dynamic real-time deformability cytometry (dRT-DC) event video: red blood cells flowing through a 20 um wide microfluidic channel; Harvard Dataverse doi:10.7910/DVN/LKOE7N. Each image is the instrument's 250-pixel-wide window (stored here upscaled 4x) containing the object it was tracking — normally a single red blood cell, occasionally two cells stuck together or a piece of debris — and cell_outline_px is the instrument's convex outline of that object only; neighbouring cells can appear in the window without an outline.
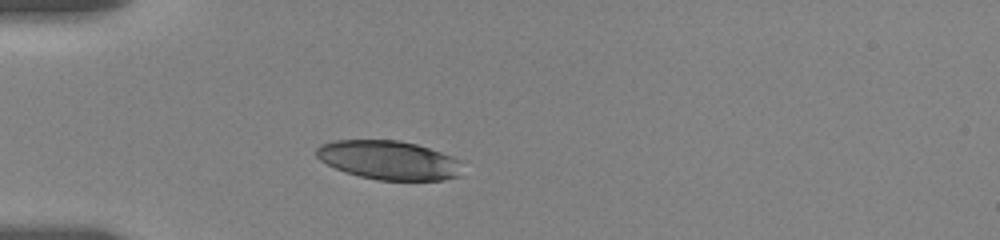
{"species": "human", "species_latin": "Homo sapiens", "temperature_condition": "room temperature", "stored_images_in_passage": 15, "camera_frame_rate_fps": 3000, "um_per_image_px": 0.085, "donor": {"sex": "female"}, "frame": {"image": 1, "passage_image": 1, "time_ms": 0.0, "image_size_px": [1000, 240], "cell_outline_px": [[460, 176], [444, 180], [376, 180], [344, 172], [320, 160], [316, 156], [316, 148], [320, 144], [332, 140], [396, 140], [416, 144], [452, 156], [460, 160]], "centroid_in_image_um": [33.02, 13.61], "position_along_channel_um": 52.0, "area_um2": 33.12}}
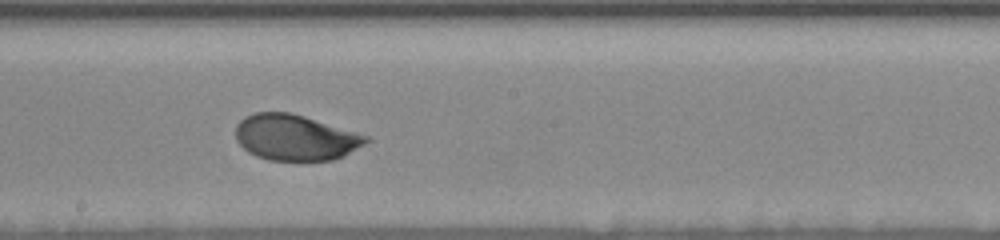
{"frame": {"image": 2, "passage_image": 8, "time_ms": 5.333, "image_size_px": [1000, 240], "cell_outline_px": [[372, 140], [344, 156], [332, 160], [268, 160], [256, 156], [248, 152], [236, 140], [236, 124], [244, 116], [252, 112], [288, 112], [304, 116], [356, 132], [368, 136]], "centroid_in_image_um": [25.09, 11.68], "position_along_channel_um": 223.1, "area_um2": 34.85}}
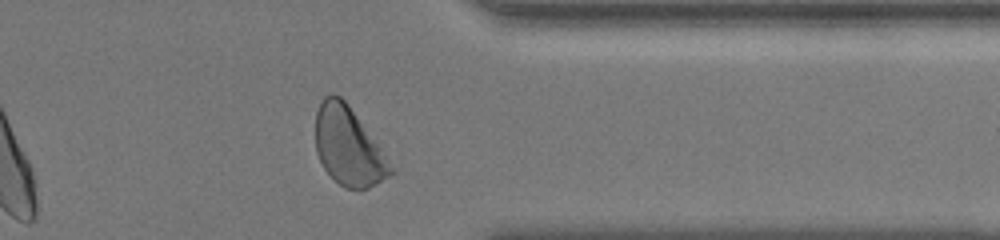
{"frame": {"image": 3, "passage_image": 13, "time_ms": 10.0, "image_size_px": [1000, 240], "cell_outline_px": [[396, 172], [368, 188], [344, 188], [324, 168], [316, 152], [316, 112], [324, 96], [332, 92], [340, 96], [348, 104], [396, 168]], "centroid_in_image_um": [29.64, 12.43], "position_along_channel_um": 381.8, "area_um2": 34.16}, "authors_computed_cell_mechanics": {"area_um2": 34.8534, "velocity_mm_per_s": 3.4967, "shape_relaxation_time_tau1_ms": 2.8341, "shape_relaxation_time_tau2_ms": null, "deformation_change_tau1": 0.1499, "deformation_change_tau2": null}}